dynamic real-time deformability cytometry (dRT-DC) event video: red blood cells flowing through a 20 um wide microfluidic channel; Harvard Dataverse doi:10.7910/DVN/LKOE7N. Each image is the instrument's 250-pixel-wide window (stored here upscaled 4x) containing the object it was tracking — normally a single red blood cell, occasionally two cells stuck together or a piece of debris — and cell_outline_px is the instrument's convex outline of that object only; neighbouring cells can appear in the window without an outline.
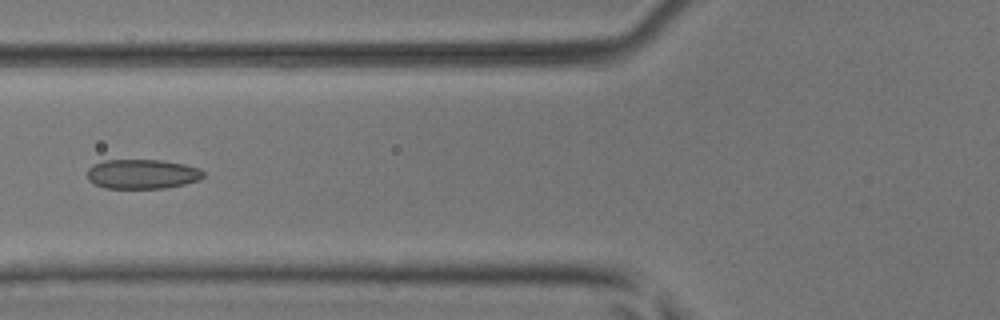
{"species": "common noctule bat (a hibernating species)", "species_latin": "Nyctalus noctula", "temperature_condition": "room temperature", "stored_images_in_passage": 6, "camera_frame_rate_fps": 3000, "um_per_image_px": 0.085, "animal": {"sex": "male", "body_mass_g": 17.9, "forearm_length_mm": 54.2}, "frame": {"image": 1, "passage_image": 6, "time_ms": 1.667, "image_size_px": [1000, 320], "cell_outline_px": [[204, 176], [200, 180], [184, 184], [164, 188], [104, 188], [88, 180], [88, 168], [92, 164], [104, 160], [160, 160], [184, 164], [200, 168], [204, 172]], "centroid_in_image_um": [12.1, 14.79], "position_along_channel_um": 113.7, "area_um2": 20.06}}